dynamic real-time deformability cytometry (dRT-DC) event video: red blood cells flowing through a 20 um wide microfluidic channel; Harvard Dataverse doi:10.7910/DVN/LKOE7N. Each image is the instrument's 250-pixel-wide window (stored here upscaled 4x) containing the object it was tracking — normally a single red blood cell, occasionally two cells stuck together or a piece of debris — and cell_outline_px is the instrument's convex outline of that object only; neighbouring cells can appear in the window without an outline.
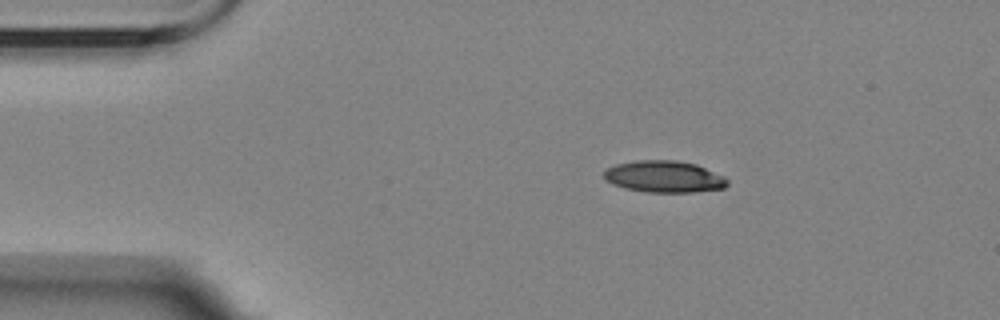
{"species": "Egyptian fruit bat (a non-hibernating species)", "species_latin": "Rousettus aegyptiacus", "temperature_condition": "room temperature", "stored_images_in_passage": 3, "camera_frame_rate_fps": 3000, "um_per_image_px": 0.085, "animal": {"sex": "female"}, "frame": {"image": 1, "passage_image": 1, "time_ms": 0.0, "image_size_px": [1000, 320], "cell_outline_px": [[728, 184], [724, 188], [692, 192], [648, 192], [624, 188], [612, 184], [604, 180], [604, 172], [608, 168], [616, 164], [636, 160], [676, 160], [696, 164], [724, 176], [728, 180]], "centroid_in_image_um": [56.44, 15.01], "position_along_channel_um": 28.6, "area_um2": 22.83}}
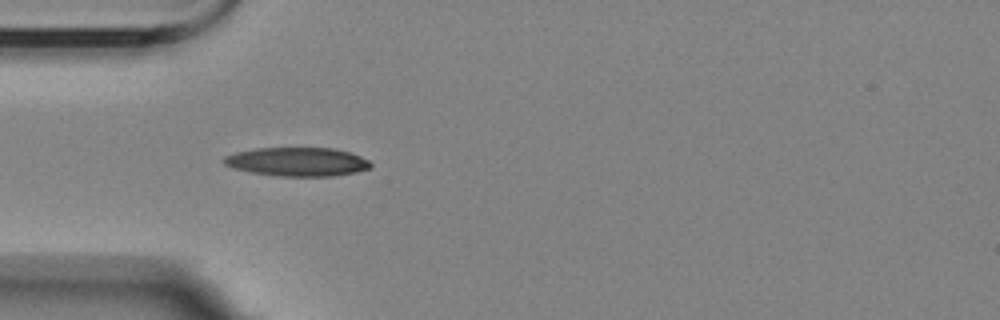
{"frame": {"image": 2, "passage_image": 3, "time_ms": 2.333, "image_size_px": [1000, 320], "cell_outline_px": [[372, 168], [356, 172], [332, 176], [280, 176], [252, 172], [232, 168], [224, 164], [224, 156], [236, 152], [256, 148], [336, 148], [360, 156], [368, 160], [372, 164]], "centroid_in_image_um": [25.29, 13.75], "position_along_channel_um": 59.7, "area_um2": 24.57}}